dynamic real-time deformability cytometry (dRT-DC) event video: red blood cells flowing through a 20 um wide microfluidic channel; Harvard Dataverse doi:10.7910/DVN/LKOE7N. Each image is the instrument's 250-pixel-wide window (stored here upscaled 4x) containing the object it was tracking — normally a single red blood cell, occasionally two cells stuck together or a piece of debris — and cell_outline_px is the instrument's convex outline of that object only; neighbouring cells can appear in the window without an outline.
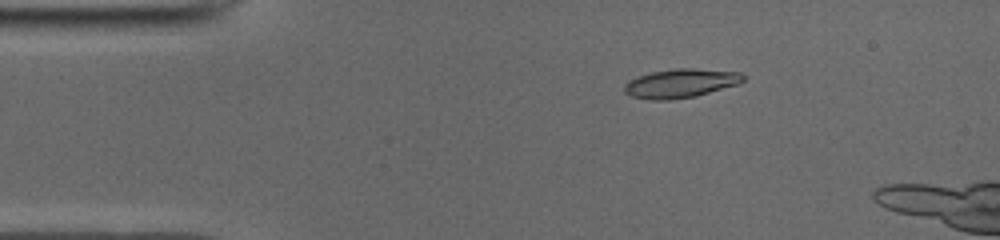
{"species": "common noctule bat (a hibernating species)", "species_latin": "Nyctalus noctula", "temperature_condition": "cold", "stored_images_in_passage": 5, "camera_frame_rate_fps": 3000, "um_per_image_px": 0.085, "animal": {"sex": "male", "body_mass_g": 19.0, "forearm_length_mm": 50.8}, "frame": {"image": 1, "passage_image": 1, "time_ms": 0.0, "image_size_px": [1000, 240], "cell_outline_px": [[744, 80], [740, 84], [696, 96], [668, 100], [652, 100], [632, 96], [624, 92], [624, 84], [628, 80], [652, 72], [676, 68], [692, 68], [740, 72], [744, 76]], "centroid_in_image_um": [57.87, 7.08], "position_along_channel_um": 27.1, "area_um2": 20.0}}